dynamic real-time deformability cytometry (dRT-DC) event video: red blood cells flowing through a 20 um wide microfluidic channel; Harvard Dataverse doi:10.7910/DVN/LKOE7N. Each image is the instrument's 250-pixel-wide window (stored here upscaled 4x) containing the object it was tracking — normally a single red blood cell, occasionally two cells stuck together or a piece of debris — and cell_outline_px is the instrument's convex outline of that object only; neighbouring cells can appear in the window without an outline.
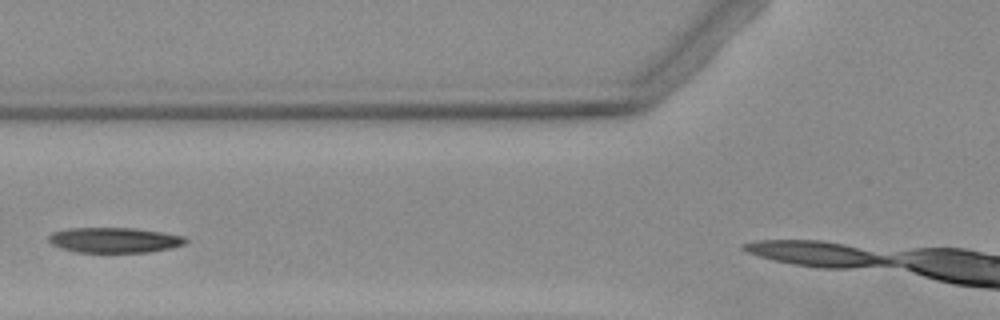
{"species": "Egyptian fruit bat (a non-hibernating species)", "species_latin": "Rousettus aegyptiacus", "temperature_condition": "warm", "stored_images_in_passage": 5, "camera_frame_rate_fps": 3000, "um_per_image_px": 0.085, "animal": {"sex": "female"}, "frame": {"image": 1, "passage_image": 3, "time_ms": 3.333, "image_size_px": [1000, 320], "cell_outline_px": [[188, 240], [184, 244], [172, 248], [148, 252], [76, 252], [60, 248], [52, 244], [48, 240], [48, 236], [52, 232], [68, 228], [136, 228], [184, 236]], "centroid_in_image_um": [9.71, 20.4], "position_along_channel_um": 116.1, "area_um2": 20.17}}